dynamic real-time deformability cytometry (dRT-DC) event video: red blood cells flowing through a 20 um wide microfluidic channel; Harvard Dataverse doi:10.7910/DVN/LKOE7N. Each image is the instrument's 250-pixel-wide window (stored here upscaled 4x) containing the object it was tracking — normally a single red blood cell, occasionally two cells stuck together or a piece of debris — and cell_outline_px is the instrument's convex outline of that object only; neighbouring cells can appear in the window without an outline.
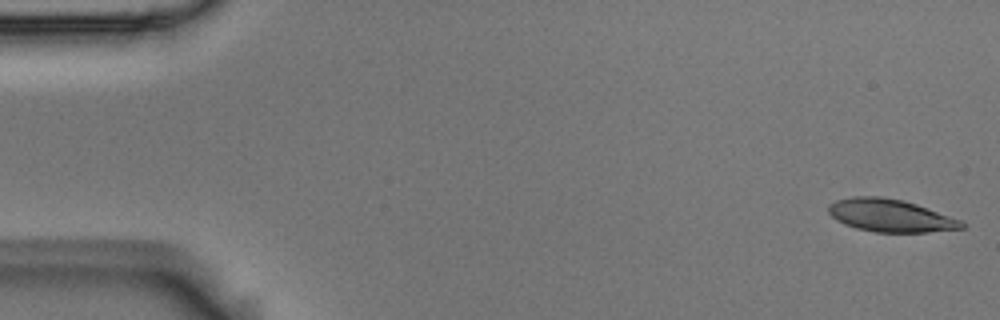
{"species": "Egyptian fruit bat (a non-hibernating species)", "species_latin": "Rousettus aegyptiacus", "temperature_condition": "room temperature", "stored_images_in_passage": 5, "camera_frame_rate_fps": 3000, "um_per_image_px": 0.085, "animal": {"sex": "male"}, "frame": {"image": 1, "passage_image": 1, "time_ms": 0.0, "image_size_px": [1000, 320], "cell_outline_px": [[964, 228], [928, 232], [876, 232], [856, 228], [844, 224], [836, 220], [828, 212], [828, 204], [836, 200], [852, 196], [880, 196], [900, 200], [916, 204], [960, 220], [964, 224]], "centroid_in_image_um": [75.62, 18.32], "position_along_channel_um": 9.4, "area_um2": 25.14}}
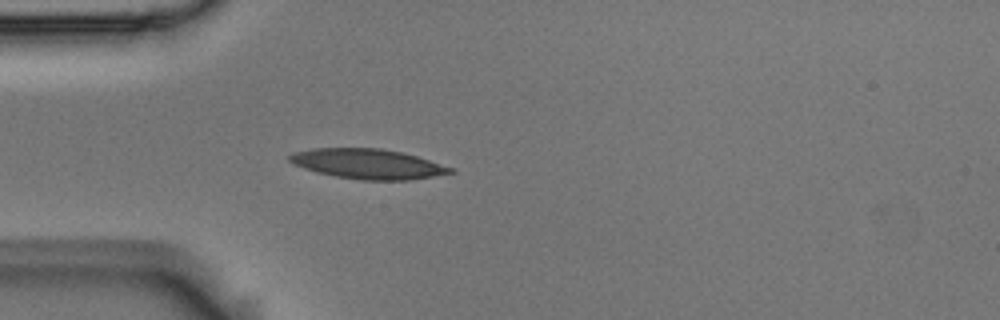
{"frame": {"image": 2, "passage_image": 5, "time_ms": 1.333, "image_size_px": [1000, 320], "cell_outline_px": [[456, 172], [408, 180], [360, 180], [336, 176], [316, 172], [292, 164], [288, 160], [288, 156], [292, 152], [312, 148], [380, 148], [404, 152], [456, 168]], "centroid_in_image_um": [31.27, 13.92], "position_along_channel_um": 53.7, "area_um2": 28.32}}